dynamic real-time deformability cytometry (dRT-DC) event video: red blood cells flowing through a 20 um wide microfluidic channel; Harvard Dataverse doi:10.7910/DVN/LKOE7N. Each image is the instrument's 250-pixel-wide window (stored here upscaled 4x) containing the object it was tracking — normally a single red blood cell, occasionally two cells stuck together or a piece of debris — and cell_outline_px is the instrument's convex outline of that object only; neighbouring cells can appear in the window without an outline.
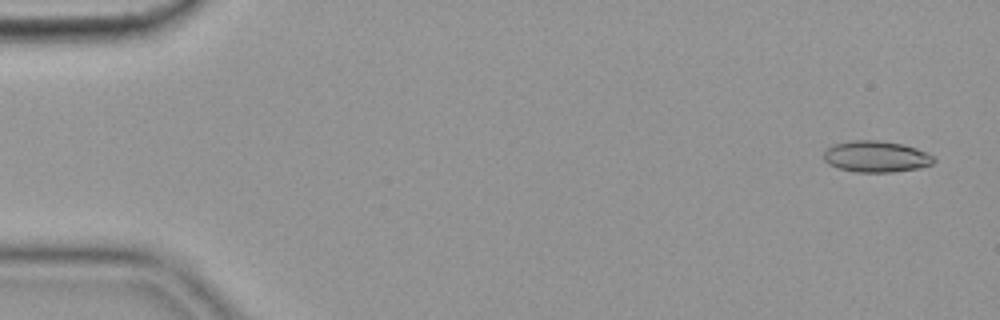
{"species": "common noctule bat (a hibernating species)", "species_latin": "Nyctalus noctula", "temperature_condition": "cold", "stored_images_in_passage": 56, "camera_frame_rate_fps": 3000, "um_per_image_px": 0.085, "animal": {"sex": "female", "body_mass_g": 19.9}, "frame": {"image": 1, "passage_image": 3, "time_ms": 0.667, "image_size_px": [1000, 320], "cell_outline_px": [[936, 160], [932, 164], [920, 168], [892, 172], [856, 172], [840, 168], [828, 164], [824, 160], [824, 152], [832, 144], [852, 140], [880, 140], [904, 144], [928, 152], [936, 156]], "centroid_in_image_um": [74.51, 13.3], "position_along_channel_um": 10.5, "area_um2": 20.35}}
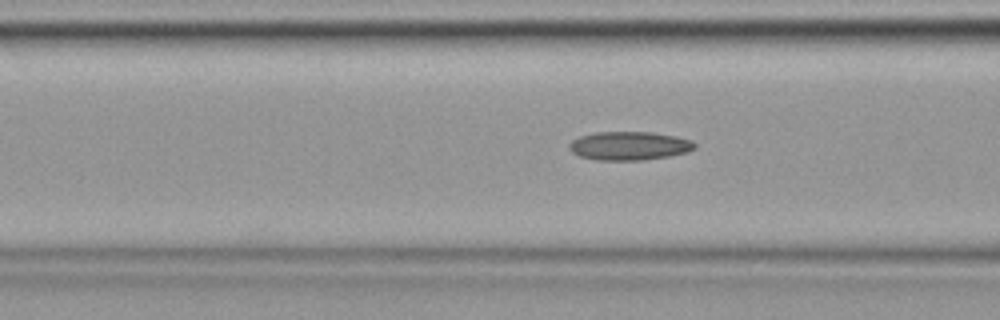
{"frame": {"image": 2, "passage_image": 22, "time_ms": 7.0, "image_size_px": [1000, 320], "cell_outline_px": [[696, 148], [688, 152], [668, 156], [644, 160], [596, 160], [580, 156], [572, 152], [568, 148], [568, 144], [572, 140], [580, 136], [596, 132], [652, 132], [676, 136], [692, 140], [696, 144]], "centroid_in_image_um": [53.49, 12.39], "position_along_channel_um": 113.1, "area_um2": 21.04}}
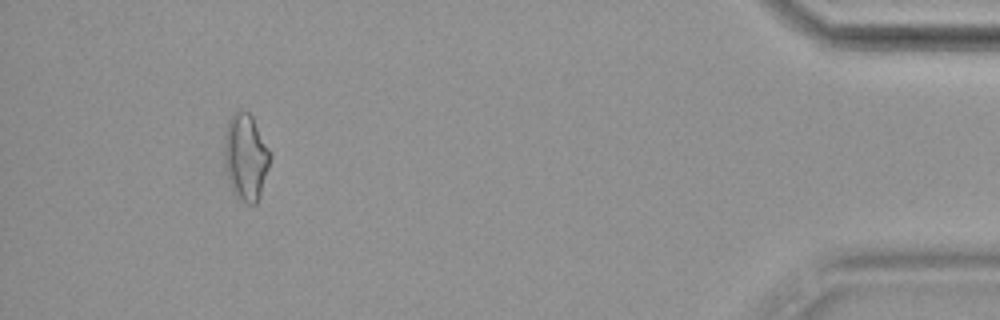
{"frame": {"image": 3, "passage_image": 52, "time_ms": 17.0, "image_size_px": [1000, 320], "cell_outline_px": [[272, 156], [260, 196], [256, 204], [248, 204], [232, 192], [224, 164], [224, 132], [228, 120], [232, 112], [248, 112], [252, 116], [272, 152]], "centroid_in_image_um": [20.89, 13.33], "position_along_channel_um": 414.3, "area_um2": 23.41}, "authors_computed_cell_mechanics": {"area_um2": 20.0855, "velocity_mm_per_s": 3.6366, "shape_relaxation_time_tau1_ms": null, "shape_relaxation_time_tau2_ms": 3.8223, "deformation_change_tau1": null, "deformation_change_tau2": 0.1159}}